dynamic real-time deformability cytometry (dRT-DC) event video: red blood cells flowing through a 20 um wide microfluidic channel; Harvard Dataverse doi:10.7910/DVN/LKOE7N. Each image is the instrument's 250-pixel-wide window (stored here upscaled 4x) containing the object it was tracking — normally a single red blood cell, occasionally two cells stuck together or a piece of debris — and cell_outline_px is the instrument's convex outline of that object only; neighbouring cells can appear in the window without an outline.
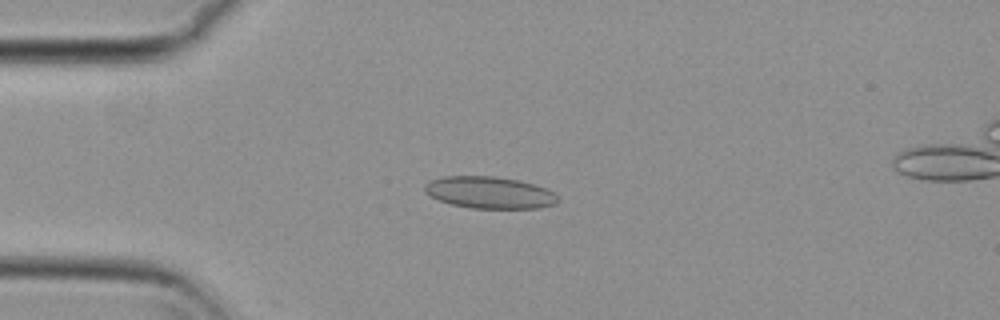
{"species": "common noctule bat (a hibernating species)", "species_latin": "Nyctalus noctula", "temperature_condition": "cold", "stored_images_in_passage": 51, "camera_frame_rate_fps": 3000, "um_per_image_px": 0.085, "animal": {"sex": "female", "body_mass_g": 29.2, "forearm_length_mm": 56.3}, "frame": {"image": 1, "passage_image": 10, "time_ms": 3.0, "image_size_px": [1000, 320], "cell_outline_px": [[560, 200], [556, 204], [540, 208], [468, 208], [452, 204], [440, 200], [424, 192], [424, 184], [428, 180], [444, 176], [496, 176], [520, 180], [536, 184], [548, 188]], "centroid_in_image_um": [41.63, 16.35], "position_along_channel_um": 43.4, "area_um2": 25.03}}
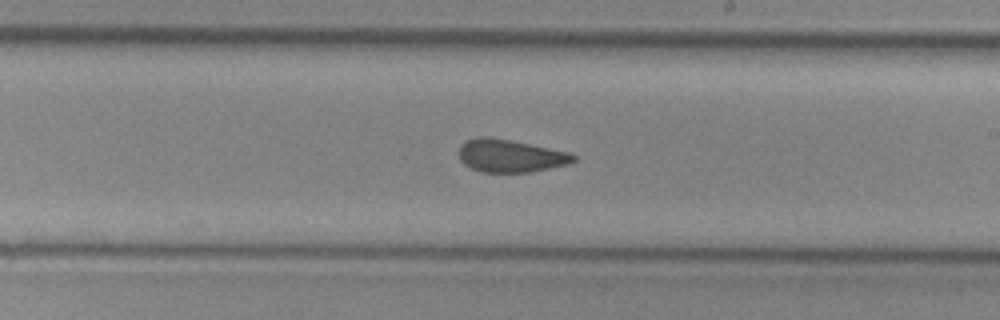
{"frame": {"image": 2, "passage_image": 28, "time_ms": 9.0, "image_size_px": [1000, 320], "cell_outline_px": [[576, 160], [568, 164], [532, 172], [480, 172], [464, 164], [460, 160], [460, 144], [468, 140], [480, 136], [488, 136], [568, 152], [576, 156]], "centroid_in_image_um": [43.36, 13.25], "position_along_channel_um": 245.6, "area_um2": 21.62}}
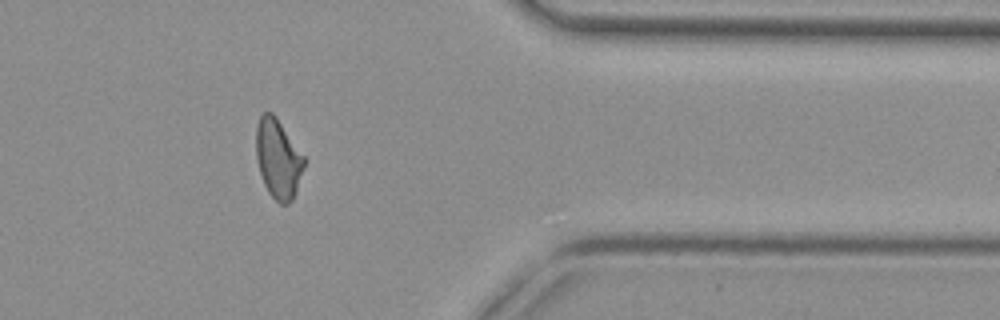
{"frame": {"image": 3, "passage_image": 41, "time_ms": 13.333, "image_size_px": [1000, 320], "cell_outline_px": [[304, 168], [292, 200], [288, 204], [280, 204], [268, 192], [264, 184], [256, 160], [256, 128], [260, 116], [264, 112], [272, 112], [276, 116], [304, 156]], "centroid_in_image_um": [23.62, 13.48], "position_along_channel_um": 387.8, "area_um2": 22.02}}